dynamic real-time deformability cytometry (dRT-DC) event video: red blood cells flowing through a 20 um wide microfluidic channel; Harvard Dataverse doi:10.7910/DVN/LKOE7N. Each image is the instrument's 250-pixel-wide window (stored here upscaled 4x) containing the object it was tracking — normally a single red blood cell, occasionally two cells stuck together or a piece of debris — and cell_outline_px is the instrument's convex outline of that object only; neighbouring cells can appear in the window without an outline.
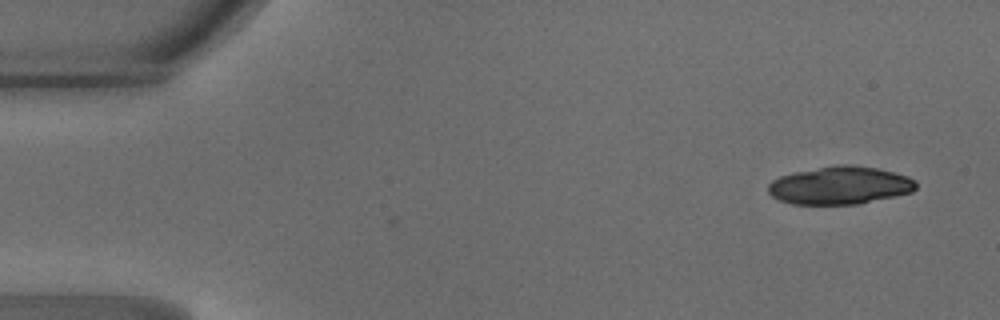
{"species": "common noctule bat (a hibernating species)", "species_latin": "Nyctalus noctula", "temperature_condition": "warm", "stored_images_in_passage": 2, "camera_frame_rate_fps": 3000, "um_per_image_px": 0.085, "animal": {"sex": "male", "body_mass_g": 18.8}, "frame": {"image": 1, "passage_image": 2, "time_ms": 0.333, "image_size_px": [1000, 320], "cell_outline_px": [[916, 188], [912, 192], [896, 196], [856, 204], [792, 204], [780, 200], [772, 196], [768, 192], [768, 184], [772, 180], [780, 176], [796, 172], [836, 164], [852, 164], [876, 168], [908, 176], [916, 180]], "centroid_in_image_um": [71.4, 15.75], "position_along_channel_um": 13.6, "area_um2": 32.6}}